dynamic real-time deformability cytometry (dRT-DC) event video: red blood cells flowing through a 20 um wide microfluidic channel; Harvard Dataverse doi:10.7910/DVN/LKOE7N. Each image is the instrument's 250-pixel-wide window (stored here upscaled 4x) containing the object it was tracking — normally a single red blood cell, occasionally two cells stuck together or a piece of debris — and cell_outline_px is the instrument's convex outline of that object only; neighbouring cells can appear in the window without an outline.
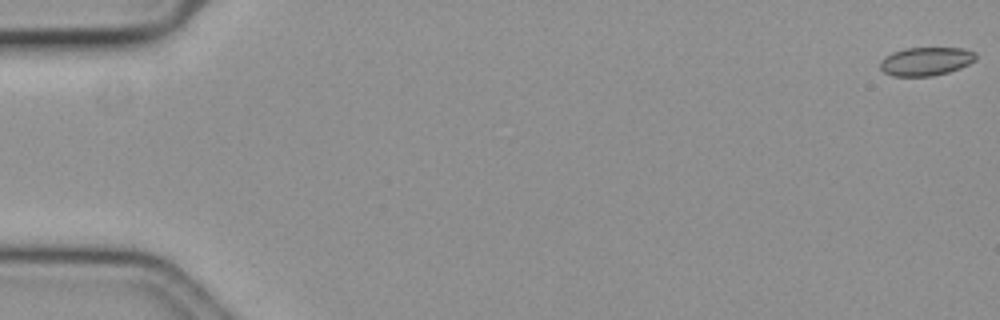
{"species": "common noctule bat (a hibernating species)", "species_latin": "Nyctalus noctula", "temperature_condition": "cold", "stored_images_in_passage": 20, "camera_frame_rate_fps": 3000, "um_per_image_px": 0.085, "animal": {"sex": "female", "body_mass_g": 19.3, "forearm_length_mm": 54.1}, "frame": {"image": 1, "passage_image": 1, "time_ms": 0.0, "image_size_px": [1000, 320], "cell_outline_px": [[976, 60], [960, 68], [948, 72], [932, 76], [892, 76], [884, 72], [880, 68], [880, 60], [884, 56], [892, 52], [904, 48], [964, 48], [976, 52]], "centroid_in_image_um": [78.69, 5.21], "position_along_channel_um": 6.3, "area_um2": 16.01}}
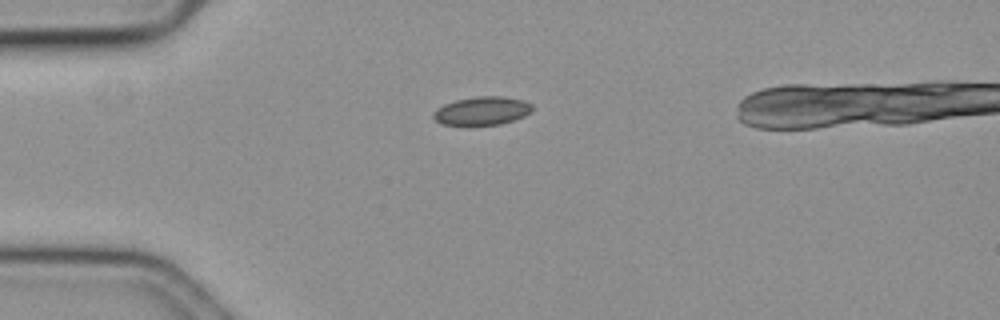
{"frame": {"image": 2, "passage_image": 16, "time_ms": 5.0, "image_size_px": [1000, 320], "cell_outline_px": [[532, 112], [524, 116], [500, 124], [468, 128], [464, 128], [440, 124], [432, 116], [432, 112], [436, 108], [444, 104], [456, 100], [476, 96], [504, 96], [524, 100], [532, 104]], "centroid_in_image_um": [40.91, 9.47], "position_along_channel_um": 44.1, "area_um2": 17.22}}